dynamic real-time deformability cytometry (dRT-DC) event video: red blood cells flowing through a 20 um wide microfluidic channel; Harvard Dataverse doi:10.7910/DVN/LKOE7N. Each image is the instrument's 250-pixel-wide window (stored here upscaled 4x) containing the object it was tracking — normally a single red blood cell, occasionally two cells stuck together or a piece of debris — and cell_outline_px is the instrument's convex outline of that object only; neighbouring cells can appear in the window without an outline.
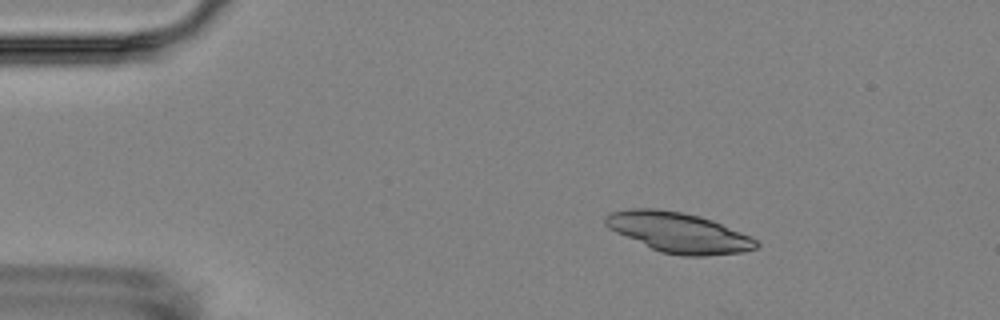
{"species": "Egyptian fruit bat (a non-hibernating species)", "species_latin": "Rousettus aegyptiacus", "temperature_condition": "room temperature", "stored_images_in_passage": 4, "camera_frame_rate_fps": 3000, "um_per_image_px": 0.085, "animal": {"sex": "female"}, "frame": {"image": 1, "passage_image": 2, "time_ms": 1.0, "image_size_px": [1000, 320], "cell_outline_px": [[760, 244], [756, 248], [744, 252], [708, 256], [680, 256], [660, 252], [616, 232], [608, 228], [604, 224], [604, 216], [612, 212], [632, 208], [656, 208], [680, 212], [700, 216], [712, 220], [740, 232], [756, 240]], "centroid_in_image_um": [57.67, 19.77], "position_along_channel_um": 27.3, "area_um2": 35.08}}